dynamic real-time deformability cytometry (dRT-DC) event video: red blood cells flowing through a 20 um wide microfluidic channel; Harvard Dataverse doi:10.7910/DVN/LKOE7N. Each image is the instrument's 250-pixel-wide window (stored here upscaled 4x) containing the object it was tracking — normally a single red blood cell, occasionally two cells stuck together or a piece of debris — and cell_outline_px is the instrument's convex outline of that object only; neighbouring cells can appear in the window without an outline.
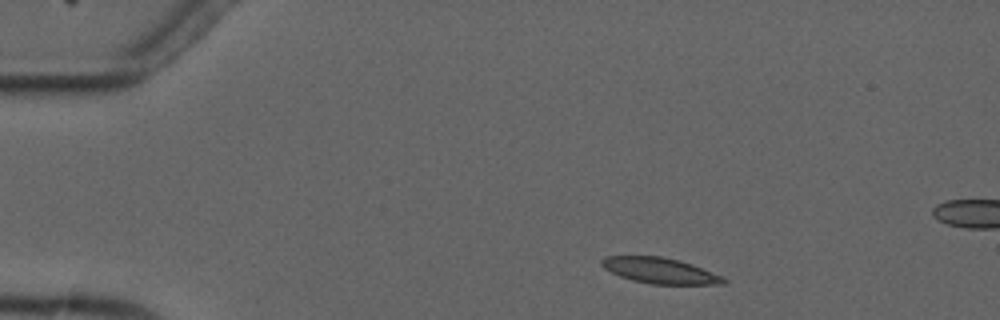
{"species": "common noctule bat (a hibernating species)", "species_latin": "Nyctalus noctula", "temperature_condition": "cold", "stored_images_in_passage": 3, "segment_of_instrument_passage": [1, 2], "camera_frame_rate_fps": 3000, "um_per_image_px": 0.085, "animal": {"sex": "male", "forearm_length_mm": 52.5}, "frame": {"image": 1, "passage_image": 1, "time_ms": 0.0, "image_size_px": [1000, 320], "cell_outline_px": [[728, 284], [652, 284], [632, 280], [620, 276], [604, 268], [600, 264], [600, 260], [608, 256], [660, 256], [692, 264], [724, 276], [728, 280]], "centroid_in_image_um": [56.14, 23.01], "position_along_channel_um": 28.9, "area_um2": 18.26}}